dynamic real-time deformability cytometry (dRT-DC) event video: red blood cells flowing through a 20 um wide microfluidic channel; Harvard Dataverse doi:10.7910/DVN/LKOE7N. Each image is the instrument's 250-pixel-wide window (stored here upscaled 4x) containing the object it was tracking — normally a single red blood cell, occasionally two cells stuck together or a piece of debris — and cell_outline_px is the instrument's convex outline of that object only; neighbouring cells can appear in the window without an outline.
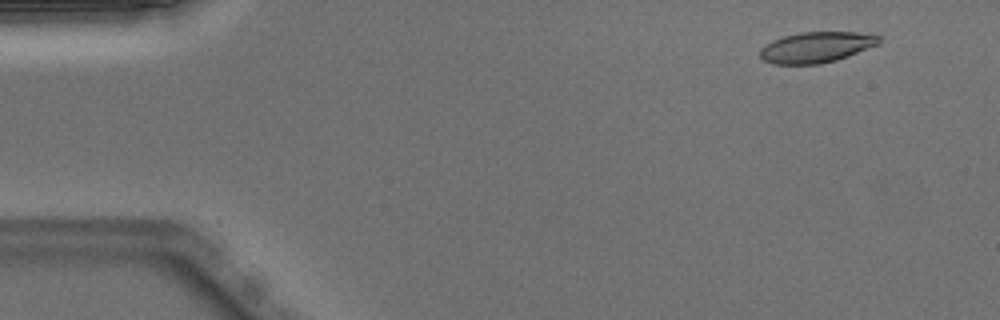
{"species": "Egyptian fruit bat (a non-hibernating species)", "species_latin": "Rousettus aegyptiacus", "temperature_condition": "warm", "stored_images_in_passage": 50, "camera_frame_rate_fps": 3000, "um_per_image_px": 0.085, "animal": {"sex": "male"}, "frame": {"image": 1, "passage_image": 4, "time_ms": 1.0, "image_size_px": [1000, 320], "cell_outline_px": [[880, 44], [848, 56], [836, 60], [820, 64], [772, 64], [764, 60], [760, 56], [760, 48], [772, 40], [784, 36], [800, 32], [872, 32], [880, 36]], "centroid_in_image_um": [69.43, 4.0], "position_along_channel_um": 15.6, "area_um2": 21.56}}
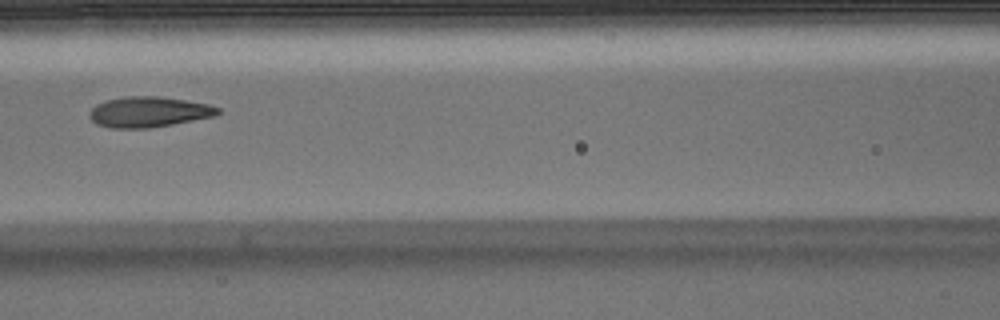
{"frame": {"image": 2, "passage_image": 22, "time_ms": 7.0, "image_size_px": [1000, 320], "cell_outline_px": [[224, 112], [216, 116], [172, 124], [148, 128], [112, 128], [96, 124], [88, 116], [88, 112], [96, 104], [104, 100], [124, 96], [160, 96], [208, 104], [220, 108]], "centroid_in_image_um": [12.64, 9.51], "position_along_channel_um": 154.0, "area_um2": 23.06}}
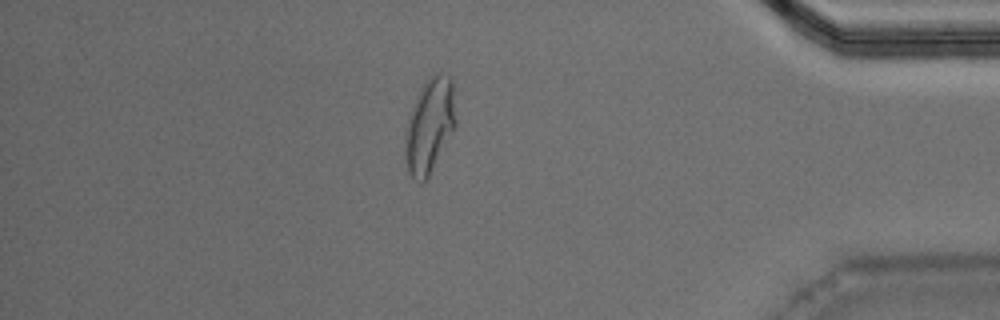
{"frame": {"image": 3, "passage_image": 43, "time_ms": 14.0, "image_size_px": [1000, 320], "cell_outline_px": [[456, 128], [428, 180], [412, 180], [408, 172], [404, 144], [408, 116], [416, 96], [420, 88], [428, 76], [436, 72], [448, 72], [452, 80], [456, 124]], "centroid_in_image_um": [36.53, 10.66], "position_along_channel_um": 398.7, "area_um2": 28.67}, "authors_computed_cell_mechanics": {"area_um2": 22.9177, "velocity_mm_per_s": 4.0119, "shape_relaxation_time_tau1_ms": 6.594, "shape_relaxation_time_tau2_ms": 1.1696, "deformation_change_tau1": 0.2405, "deformation_change_tau2": 0.0742}}